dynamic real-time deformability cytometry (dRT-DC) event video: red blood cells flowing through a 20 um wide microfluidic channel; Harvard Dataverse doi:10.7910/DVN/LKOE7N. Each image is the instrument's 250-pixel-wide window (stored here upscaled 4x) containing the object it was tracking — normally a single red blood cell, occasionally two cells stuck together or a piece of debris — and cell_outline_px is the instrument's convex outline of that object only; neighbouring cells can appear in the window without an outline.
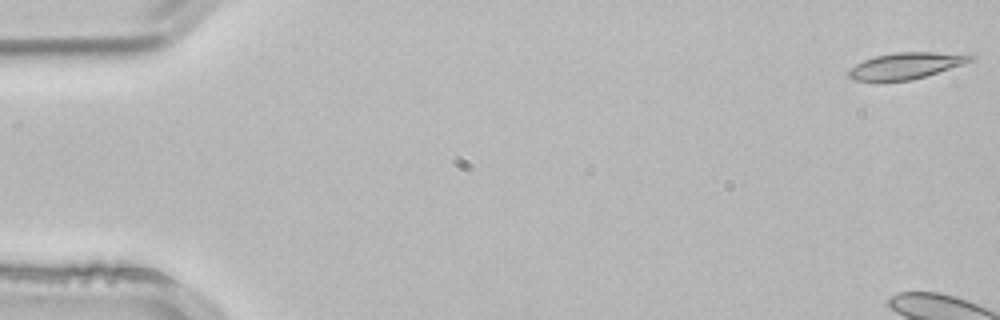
{"species": "common noctule bat (a hibernating species)", "species_latin": "Nyctalus noctula", "temperature_condition": "room temperature", "stored_images_in_passage": 4, "camera_frame_rate_fps": 3000, "um_per_image_px": 0.085, "animal": {"sex": "male", "body_mass_g": 21.5, "forearm_length_mm": 52.0}, "frame": {"image": 1, "passage_image": 1, "time_ms": 0.0, "image_size_px": [1000, 320], "cell_outline_px": [[976, 56], [972, 60], [964, 64], [912, 80], [852, 80], [848, 76], [848, 72], [856, 64], [864, 60], [876, 56], [896, 52], [972, 52]], "centroid_in_image_um": [77.13, 5.55], "position_along_channel_um": 7.9, "area_um2": 18.79}}